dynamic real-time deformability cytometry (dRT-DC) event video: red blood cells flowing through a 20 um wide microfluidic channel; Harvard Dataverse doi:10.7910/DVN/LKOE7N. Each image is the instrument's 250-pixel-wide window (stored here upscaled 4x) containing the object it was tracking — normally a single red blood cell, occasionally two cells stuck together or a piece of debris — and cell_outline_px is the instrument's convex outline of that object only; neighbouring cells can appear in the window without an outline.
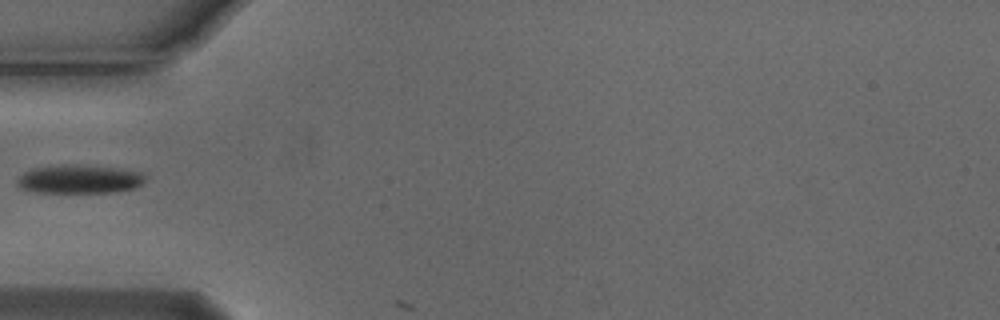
{"species": "Egyptian fruit bat (a non-hibernating species)", "species_latin": "Rousettus aegyptiacus", "temperature_condition": "cold", "stored_images_in_passage": 4, "camera_frame_rate_fps": 3000, "um_per_image_px": 0.085, "animal": {"sex": "male"}, "frame": {"image": 1, "passage_image": 4, "time_ms": 1.0, "image_size_px": [1000, 320], "cell_outline_px": [[148, 176], [136, 188], [112, 192], [36, 192], [24, 188], [16, 184], [16, 180], [24, 172], [32, 168], [72, 164], [76, 164], [116, 168], [140, 172]], "centroid_in_image_um": [6.76, 15.22], "position_along_channel_um": 78.2, "area_um2": 21.15}}